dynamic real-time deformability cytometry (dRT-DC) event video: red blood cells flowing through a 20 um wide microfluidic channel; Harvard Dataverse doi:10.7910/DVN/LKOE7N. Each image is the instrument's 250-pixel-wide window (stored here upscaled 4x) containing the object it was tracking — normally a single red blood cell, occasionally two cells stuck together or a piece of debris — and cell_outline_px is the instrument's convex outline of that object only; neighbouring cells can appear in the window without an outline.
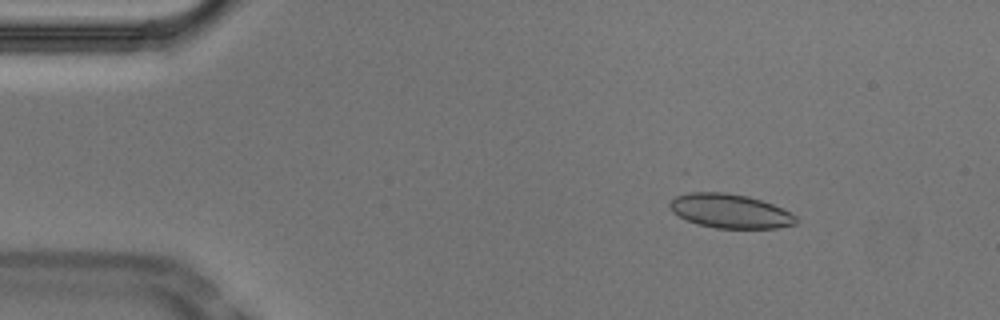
{"species": "Egyptian fruit bat (a non-hibernating species)", "species_latin": "Rousettus aegyptiacus", "temperature_condition": "cold", "stored_images_in_passage": 53, "camera_frame_rate_fps": 3000, "um_per_image_px": 0.085, "animal": {"sex": "male"}, "frame": {"image": 1, "passage_image": 7, "time_ms": 2.0, "image_size_px": [1000, 320], "cell_outline_px": [[796, 224], [776, 228], [716, 228], [696, 224], [672, 212], [668, 204], [676, 196], [688, 192], [724, 192], [748, 196], [784, 208], [796, 216]], "centroid_in_image_um": [62.05, 17.94], "position_along_channel_um": 22.9, "area_um2": 25.09}}
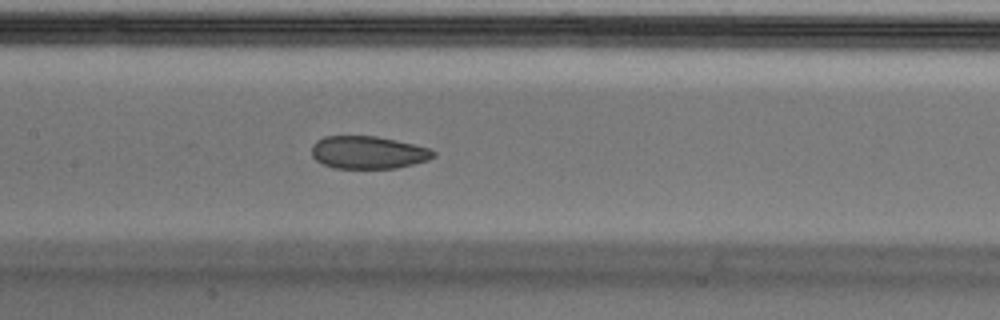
{"frame": {"image": 2, "passage_image": 25, "time_ms": 8.0, "image_size_px": [1000, 320], "cell_outline_px": [[436, 156], [428, 160], [396, 168], [332, 168], [316, 160], [312, 156], [312, 144], [316, 140], [324, 136], [376, 136], [396, 140], [428, 148], [436, 152]], "centroid_in_image_um": [31.27, 12.95], "position_along_channel_um": 176.1, "area_um2": 23.18}}
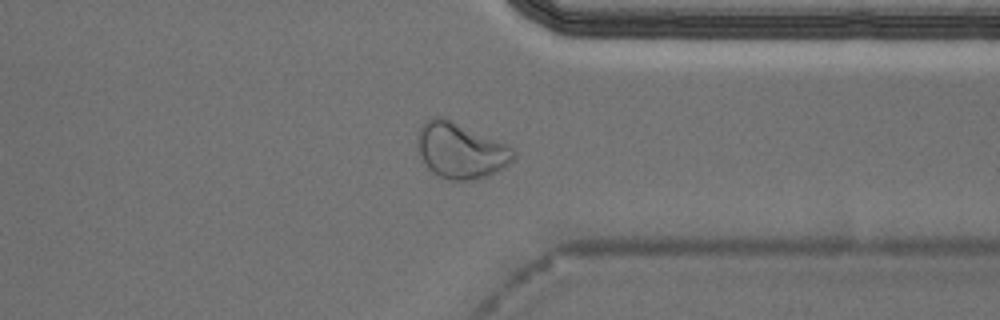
{"frame": {"image": 3, "passage_image": 41, "time_ms": 13.333, "image_size_px": [1000, 320], "cell_outline_px": [[516, 156], [504, 168], [488, 176], [472, 180], [448, 180], [432, 172], [428, 168], [416, 144], [416, 132], [424, 120], [432, 116], [444, 116], [508, 144], [516, 152]], "centroid_in_image_um": [39.15, 12.76], "position_along_channel_um": 372.3, "area_um2": 31.67}, "authors_computed_cell_mechanics": {"area_um2": 25.143, "velocity_mm_per_s": 3.7208, "shape_relaxation_time_tau1_ms": null, "shape_relaxation_time_tau2_ms": 2.7837, "deformation_change_tau1": null, "deformation_change_tau2": 0.0639}}